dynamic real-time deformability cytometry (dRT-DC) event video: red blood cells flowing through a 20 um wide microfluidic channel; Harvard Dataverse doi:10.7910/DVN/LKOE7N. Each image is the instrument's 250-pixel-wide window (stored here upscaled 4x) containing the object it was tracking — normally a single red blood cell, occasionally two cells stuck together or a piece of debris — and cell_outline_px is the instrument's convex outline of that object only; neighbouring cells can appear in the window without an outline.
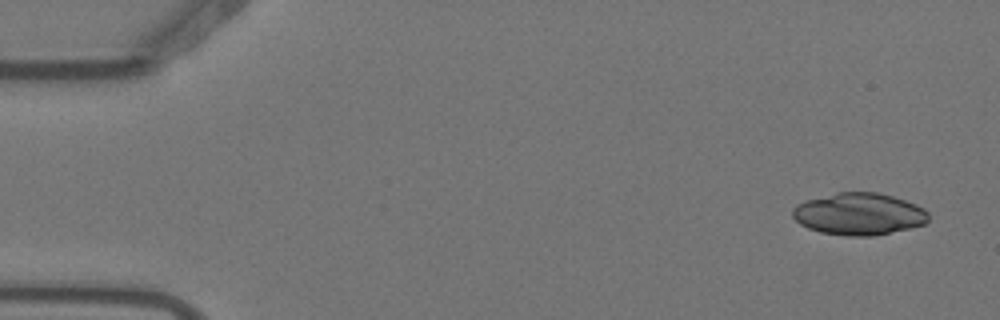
{"species": "Egyptian fruit bat (a non-hibernating species)", "species_latin": "Rousettus aegyptiacus", "temperature_condition": "warm", "stored_images_in_passage": 6, "camera_frame_rate_fps": 3000, "um_per_image_px": 0.085, "animal": {"sex": "female"}, "frame": {"image": 1, "passage_image": 1, "time_ms": 0.0, "image_size_px": [1000, 320], "cell_outline_px": [[928, 220], [924, 224], [908, 228], [872, 236], [848, 236], [820, 232], [808, 228], [800, 224], [792, 216], [792, 208], [796, 204], [808, 200], [836, 192], [880, 192], [916, 204], [924, 208], [928, 212]], "centroid_in_image_um": [73.0, 18.18], "position_along_channel_um": 12.0, "area_um2": 33.23}}